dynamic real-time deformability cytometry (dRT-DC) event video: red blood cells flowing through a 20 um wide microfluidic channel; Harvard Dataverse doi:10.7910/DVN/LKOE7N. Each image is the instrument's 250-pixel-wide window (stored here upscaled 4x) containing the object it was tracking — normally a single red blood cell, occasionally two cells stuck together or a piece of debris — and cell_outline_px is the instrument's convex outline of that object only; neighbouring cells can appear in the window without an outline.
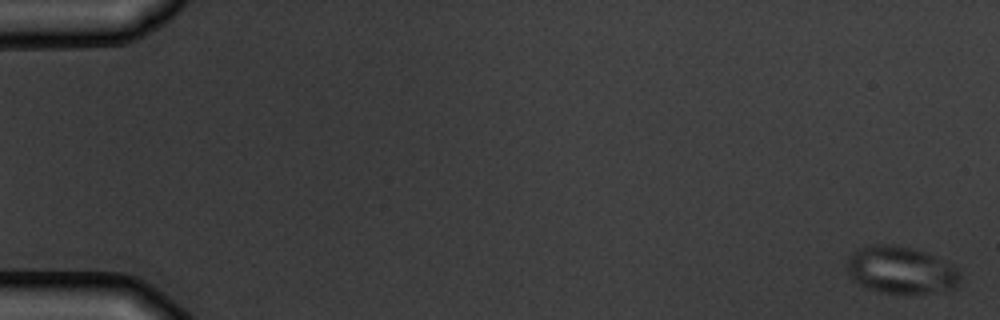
{"species": "common noctule bat (a hibernating species)", "species_latin": "Nyctalus noctula", "temperature_condition": "warm", "stored_images_in_passage": 6, "segment_of_instrument_passage": [2, 2], "camera_frame_rate_fps": 3000, "um_per_image_px": 0.085, "animal": {"sex": "male", "body_mass_g": 19.5, "forearm_length_mm": 54.6}, "frame": {"image": 1, "passage_image": 6, "time_ms": 6.0, "image_size_px": [1000, 320], "cell_outline_px": [[960, 276], [956, 284], [952, 288], [928, 292], [880, 292], [868, 288], [852, 280], [848, 276], [848, 260], [852, 252], [856, 248], [872, 244], [892, 244], [912, 248], [924, 252], [952, 264], [956, 268]], "centroid_in_image_um": [76.51, 22.92], "position_along_channel_um": 8.5, "area_um2": 30.63}}